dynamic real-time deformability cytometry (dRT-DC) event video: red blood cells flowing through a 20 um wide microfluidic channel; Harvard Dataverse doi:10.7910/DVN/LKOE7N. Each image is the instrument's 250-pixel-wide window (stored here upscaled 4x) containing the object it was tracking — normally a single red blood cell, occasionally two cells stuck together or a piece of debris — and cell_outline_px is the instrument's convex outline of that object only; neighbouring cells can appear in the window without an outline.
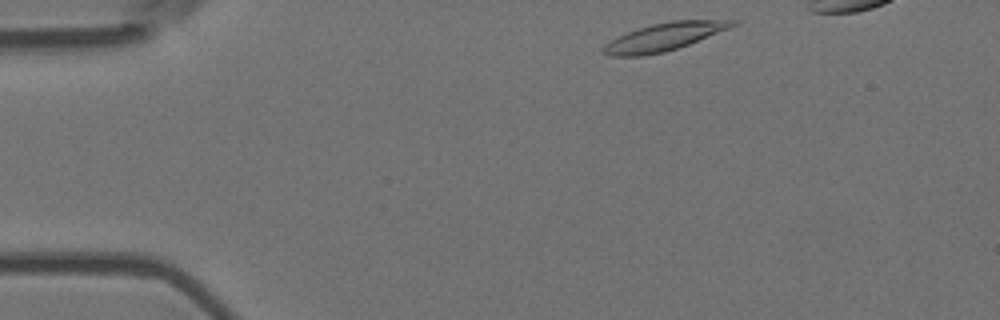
{"species": "Egyptian fruit bat (a non-hibernating species)", "species_latin": "Rousettus aegyptiacus", "temperature_condition": "room temperature", "stored_images_in_passage": 41, "camera_frame_rate_fps": 3000, "um_per_image_px": 0.085, "animal": {"sex": "female"}, "frame": {"image": 1, "passage_image": 1, "time_ms": 0.0, "image_size_px": [1000, 320], "cell_outline_px": [[740, 24], [688, 44], [664, 52], [644, 56], [608, 56], [600, 52], [600, 48], [604, 44], [616, 36], [652, 24], [672, 20], [740, 20]], "centroid_in_image_um": [56.41, 3.14], "position_along_channel_um": 28.6, "area_um2": 20.98}}
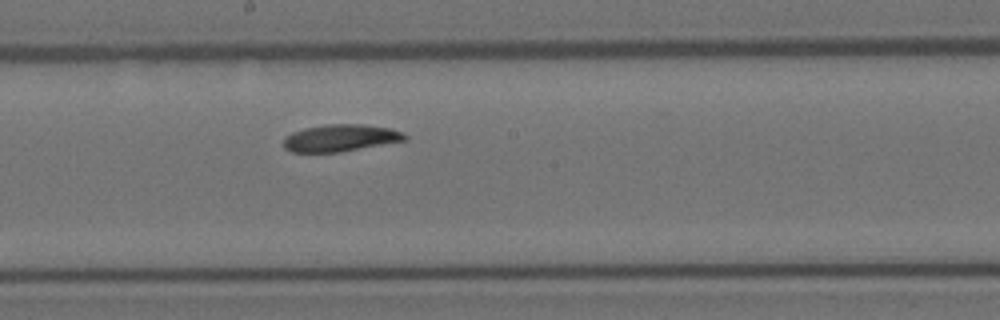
{"frame": {"image": 2, "passage_image": 22, "time_ms": 7.0, "image_size_px": [1000, 320], "cell_outline_px": [[408, 140], [340, 152], [292, 152], [284, 148], [284, 136], [292, 132], [304, 128], [324, 124], [360, 124], [392, 128], [404, 132], [408, 136]], "centroid_in_image_um": [28.97, 11.72], "position_along_channel_um": 219.2, "area_um2": 19.36}}
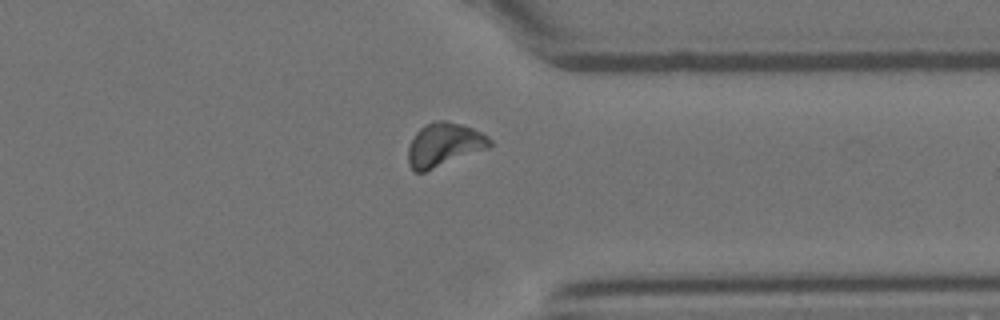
{"frame": {"image": 3, "passage_image": 35, "time_ms": 11.333, "image_size_px": [1000, 320], "cell_outline_px": [[492, 144], [488, 148], [424, 172], [416, 172], [408, 164], [408, 148], [416, 132], [420, 128], [436, 120], [444, 120], [460, 124], [472, 128], [488, 136], [492, 140]], "centroid_in_image_um": [37.74, 12.3], "position_along_channel_um": 373.7, "area_um2": 20.46}}